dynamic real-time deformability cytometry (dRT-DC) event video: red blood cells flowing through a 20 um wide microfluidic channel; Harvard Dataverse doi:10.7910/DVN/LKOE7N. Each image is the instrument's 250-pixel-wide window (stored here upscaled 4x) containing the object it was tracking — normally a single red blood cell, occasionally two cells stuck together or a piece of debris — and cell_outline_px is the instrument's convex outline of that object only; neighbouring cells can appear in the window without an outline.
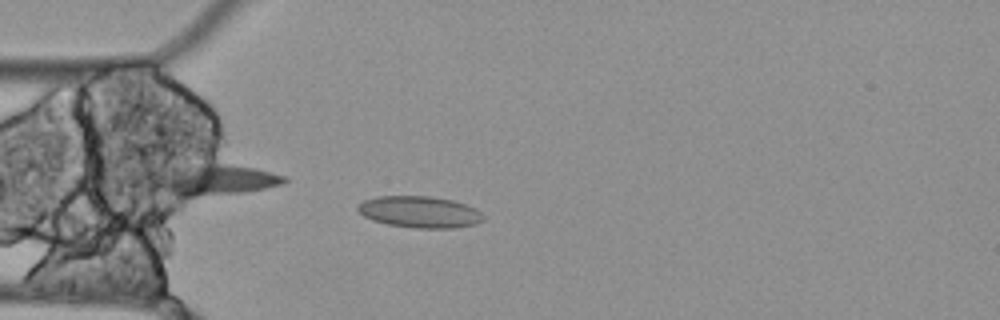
{"species": "Egyptian fruit bat (a non-hibernating species)", "species_latin": "Rousettus aegyptiacus", "temperature_condition": "cold", "stored_images_in_passage": 55, "camera_frame_rate_fps": 3000, "um_per_image_px": 0.085, "animal": {"sex": "female"}, "frame": {"image": 1, "passage_image": 14, "time_ms": 4.333, "image_size_px": [1000, 320], "cell_outline_px": [[484, 220], [476, 224], [452, 228], [416, 228], [388, 224], [372, 220], [364, 216], [356, 208], [356, 204], [364, 200], [376, 196], [428, 196], [452, 200], [476, 208], [484, 216]], "centroid_in_image_um": [35.66, 18.01], "position_along_channel_um": 49.3, "area_um2": 23.12}}
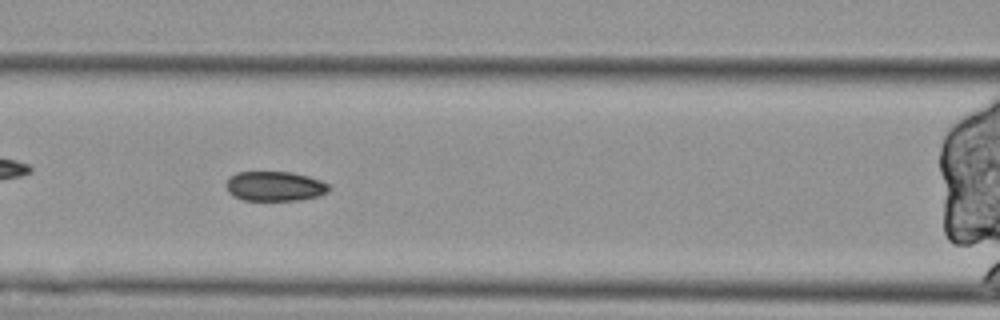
{"frame": {"image": 2, "passage_image": 22, "time_ms": 7.0, "image_size_px": [1000, 320], "cell_outline_px": [[332, 188], [328, 192], [320, 196], [300, 200], [244, 200], [232, 196], [228, 192], [224, 184], [236, 172], [292, 172], [308, 176], [320, 180], [328, 184]], "centroid_in_image_um": [23.37, 15.83], "position_along_channel_um": 143.2, "area_um2": 17.98}}
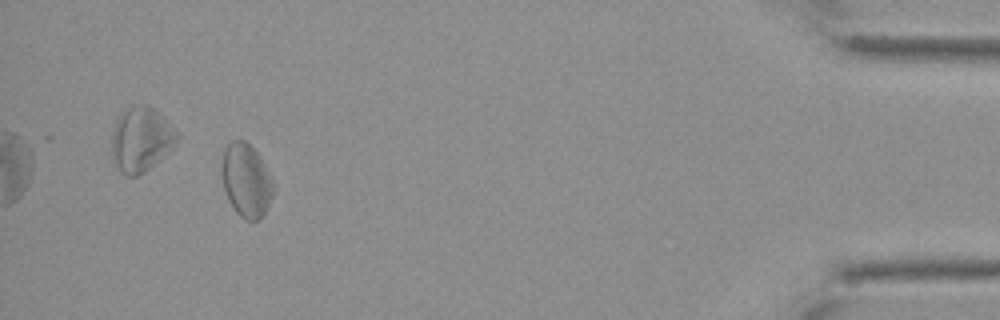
{"frame": {"image": 3, "passage_image": 51, "time_ms": 16.667, "image_size_px": [1000, 320], "cell_outline_px": [[276, 184], [272, 196], [260, 220], [244, 220], [236, 212], [228, 200], [224, 188], [220, 164], [224, 148], [232, 140], [244, 140], [260, 156]], "centroid_in_image_um": [20.92, 15.32], "position_along_channel_um": 414.3, "area_um2": 22.31}, "authors_computed_cell_mechanics": {"area_um2": 21.4438, "velocity_mm_per_s": 3.4735, "shape_relaxation_time_tau1_ms": null, "shape_relaxation_time_tau2_ms": 5.7876, "deformation_change_tau1": null, "deformation_change_tau2": 0.1017}}